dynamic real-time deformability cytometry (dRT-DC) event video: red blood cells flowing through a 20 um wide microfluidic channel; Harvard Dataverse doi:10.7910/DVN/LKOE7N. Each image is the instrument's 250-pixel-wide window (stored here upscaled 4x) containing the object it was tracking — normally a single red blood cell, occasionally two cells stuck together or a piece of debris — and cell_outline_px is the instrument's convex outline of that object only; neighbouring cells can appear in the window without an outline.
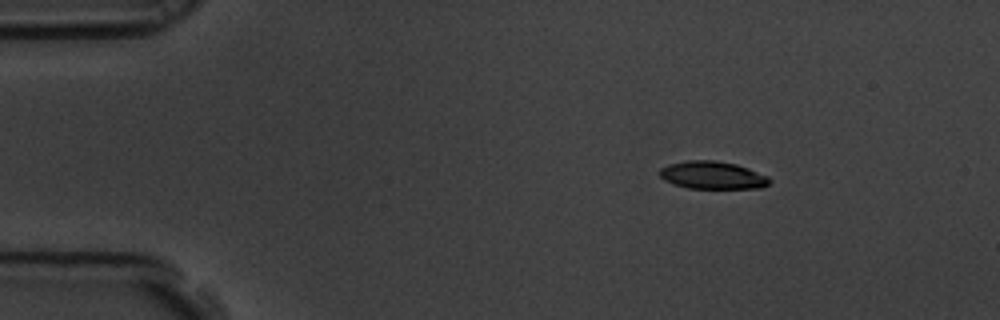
{"species": "common noctule bat (a hibernating species)", "species_latin": "Nyctalus noctula", "temperature_condition": "room temperature", "stored_images_in_passage": 5, "camera_frame_rate_fps": 3000, "um_per_image_px": 0.085, "animal": {"sex": "male", "body_mass_g": 19.5, "forearm_length_mm": 54.6}, "frame": {"image": 1, "passage_image": 2, "time_ms": 0.333, "image_size_px": [1000, 320], "cell_outline_px": [[772, 180], [768, 184], [760, 188], [688, 188], [664, 180], [656, 172], [660, 168], [668, 164], [688, 160], [716, 160], [736, 164], [748, 168], [768, 176]], "centroid_in_image_um": [60.54, 14.88], "position_along_channel_um": 24.5, "area_um2": 17.8}}
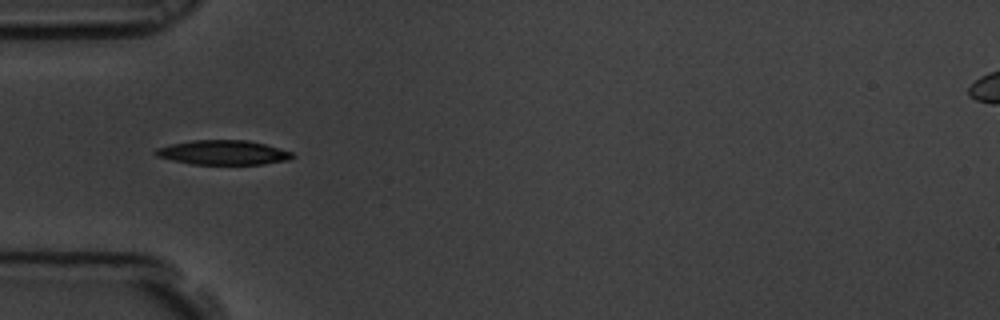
{"frame": {"image": 2, "passage_image": 4, "time_ms": 1.0, "image_size_px": [1000, 320], "cell_outline_px": [[296, 156], [288, 160], [264, 164], [192, 164], [172, 160], [156, 156], [152, 152], [156, 148], [172, 144], [192, 140], [248, 140], [264, 144], [292, 152]], "centroid_in_image_um": [18.95, 12.96], "position_along_channel_um": 66.0, "area_um2": 19.48}}
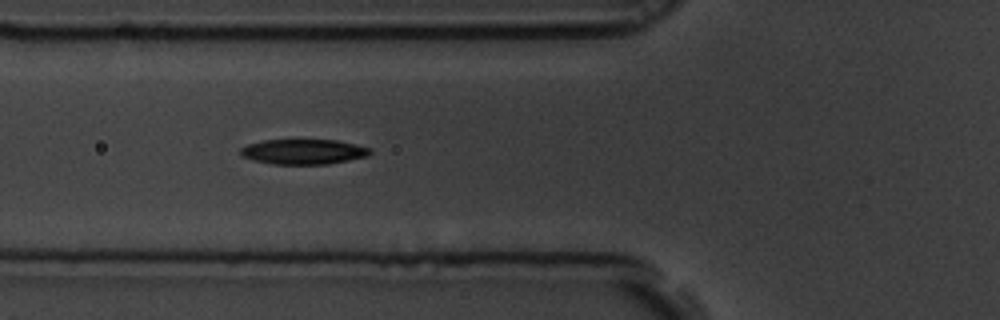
{"frame": {"image": 3, "passage_image": 5, "time_ms": 1.333, "image_size_px": [1000, 320], "cell_outline_px": [[372, 152], [368, 156], [328, 164], [272, 164], [252, 160], [240, 156], [240, 148], [248, 144], [264, 140], [336, 140], [356, 144], [372, 148]], "centroid_in_image_um": [25.79, 12.89], "position_along_channel_um": 100.0, "area_um2": 19.07}}